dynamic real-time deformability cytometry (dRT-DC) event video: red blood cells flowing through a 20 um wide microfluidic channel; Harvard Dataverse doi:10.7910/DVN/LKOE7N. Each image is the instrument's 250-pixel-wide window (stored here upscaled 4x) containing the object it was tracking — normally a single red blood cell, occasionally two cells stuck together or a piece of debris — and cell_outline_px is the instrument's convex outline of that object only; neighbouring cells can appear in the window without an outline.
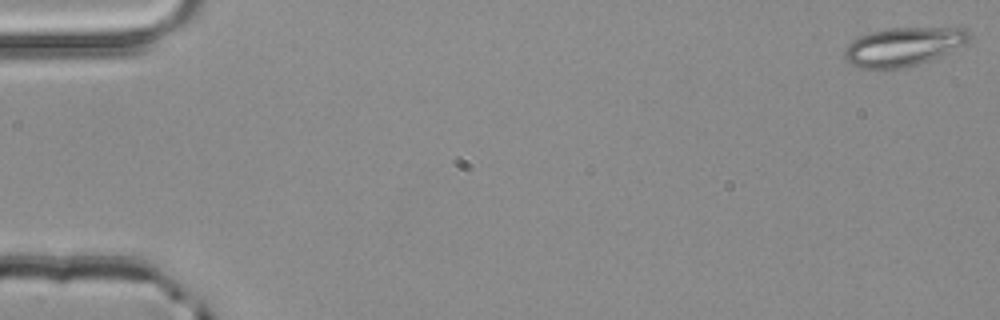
{"species": "common noctule bat (a hibernating species)", "species_latin": "Nyctalus noctula", "temperature_condition": "room temperature", "stored_images_in_passage": 4, "camera_frame_rate_fps": 3000, "um_per_image_px": 0.085, "animal": {"sex": "male", "body_mass_g": 20.4}, "frame": {"image": 1, "passage_image": 1, "time_ms": 0.0, "image_size_px": [1000, 320], "cell_outline_px": [[972, 36], [964, 44], [940, 56], [908, 68], [860, 68], [852, 64], [844, 56], [844, 52], [848, 44], [852, 40], [860, 36], [872, 32], [892, 28], [968, 28]], "centroid_in_image_um": [76.81, 3.96], "position_along_channel_um": 8.2, "area_um2": 27.8}}